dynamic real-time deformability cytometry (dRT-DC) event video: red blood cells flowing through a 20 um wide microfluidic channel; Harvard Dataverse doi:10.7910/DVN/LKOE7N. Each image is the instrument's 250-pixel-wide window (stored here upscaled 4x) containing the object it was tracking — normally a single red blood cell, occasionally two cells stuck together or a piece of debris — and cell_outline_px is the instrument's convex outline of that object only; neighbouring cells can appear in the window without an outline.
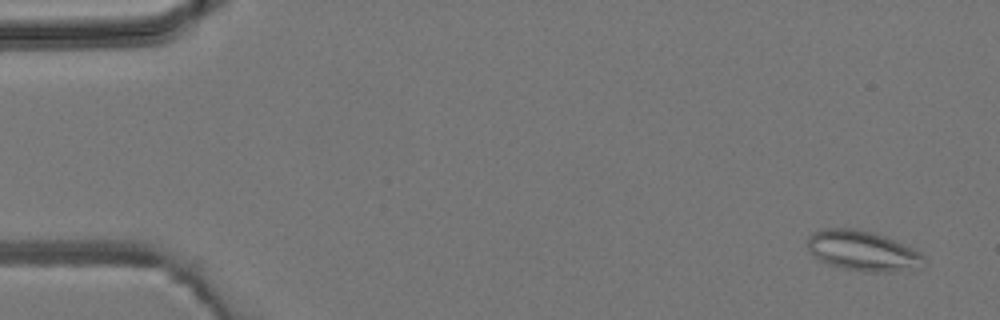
{"species": "common noctule bat (a hibernating species)", "species_latin": "Nyctalus noctula", "temperature_condition": "room temperature", "stored_images_in_passage": 5, "camera_frame_rate_fps": 3000, "um_per_image_px": 0.085, "animal": {"sex": "male", "body_mass_g": 19.2, "forearm_length_mm": 51.8}, "frame": {"image": 1, "passage_image": 1, "time_ms": 0.0, "image_size_px": [1000, 320], "cell_outline_px": [[924, 256], [920, 268], [896, 272], [872, 272], [844, 268], [828, 264], [812, 256], [808, 252], [808, 236], [812, 232], [820, 228], [852, 228], [872, 232], [884, 236], [912, 248], [920, 252]], "centroid_in_image_um": [73.28, 21.32], "position_along_channel_um": 11.7, "area_um2": 27.28}}
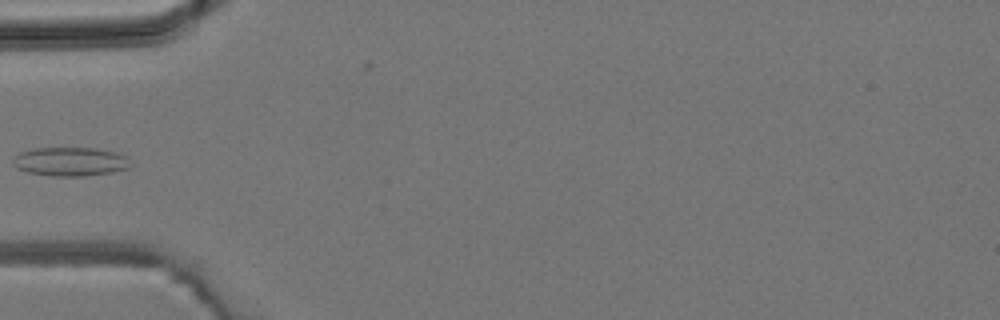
{"frame": {"image": 2, "passage_image": 5, "time_ms": 4.667, "image_size_px": [1000, 320], "cell_outline_px": [[132, 164], [128, 168], [112, 172], [84, 176], [52, 176], [28, 172], [16, 168], [12, 164], [12, 156], [20, 152], [32, 148], [96, 148], [116, 152], [124, 156]], "centroid_in_image_um": [5.92, 13.73], "position_along_channel_um": 79.1, "area_um2": 19.88}}